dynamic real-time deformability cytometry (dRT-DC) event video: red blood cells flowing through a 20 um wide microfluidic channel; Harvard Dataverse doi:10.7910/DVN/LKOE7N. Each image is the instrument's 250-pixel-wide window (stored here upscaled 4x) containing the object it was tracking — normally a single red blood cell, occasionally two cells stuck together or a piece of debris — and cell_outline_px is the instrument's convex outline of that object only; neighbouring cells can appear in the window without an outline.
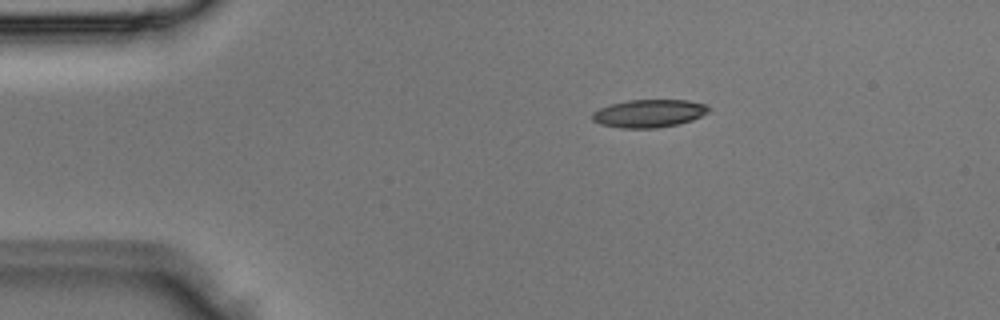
{"species": "Egyptian fruit bat (a non-hibernating species)", "species_latin": "Rousettus aegyptiacus", "temperature_condition": "room temperature", "stored_images_in_passage": 2, "camera_frame_rate_fps": 3000, "um_per_image_px": 0.085, "animal": {"sex": "male"}, "frame": {"image": 1, "passage_image": 1, "time_ms": 0.0, "image_size_px": [1000, 320], "cell_outline_px": [[712, 108], [708, 112], [692, 120], [676, 124], [656, 128], [620, 128], [600, 124], [592, 120], [592, 112], [600, 108], [612, 104], [628, 100], [688, 100], [708, 104]], "centroid_in_image_um": [55.18, 9.63], "position_along_channel_um": 29.8, "area_um2": 18.96}}